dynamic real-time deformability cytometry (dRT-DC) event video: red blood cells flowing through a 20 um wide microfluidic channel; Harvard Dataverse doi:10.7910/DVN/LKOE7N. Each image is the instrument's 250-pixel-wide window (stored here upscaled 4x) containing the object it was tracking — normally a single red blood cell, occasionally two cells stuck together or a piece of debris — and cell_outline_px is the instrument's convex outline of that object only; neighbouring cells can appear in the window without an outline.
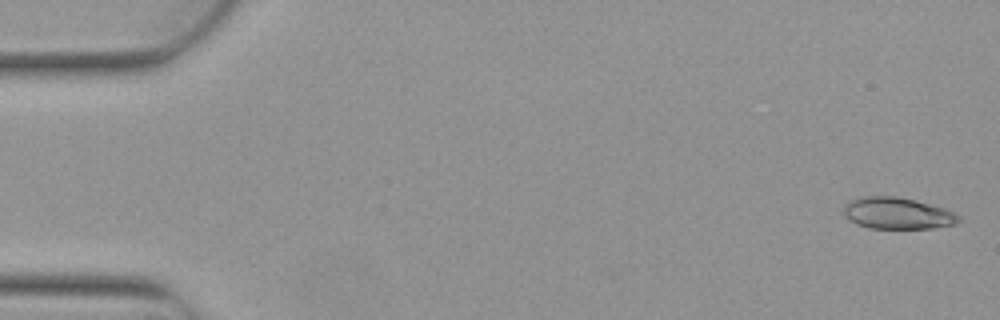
{"species": "Egyptian fruit bat (a non-hibernating species)", "species_latin": "Rousettus aegyptiacus", "temperature_condition": "warm", "stored_images_in_passage": 4, "camera_frame_rate_fps": 3000, "um_per_image_px": 0.085, "animal": {"sex": "female"}, "frame": {"image": 1, "passage_image": 1, "time_ms": 0.0, "image_size_px": [1000, 320], "cell_outline_px": [[960, 220], [956, 224], [932, 228], [868, 228], [856, 224], [848, 220], [844, 216], [844, 204], [848, 200], [860, 196], [896, 196], [916, 200], [944, 208], [960, 216]], "centroid_in_image_um": [76.23, 18.12], "position_along_channel_um": 8.8, "area_um2": 21.39}}
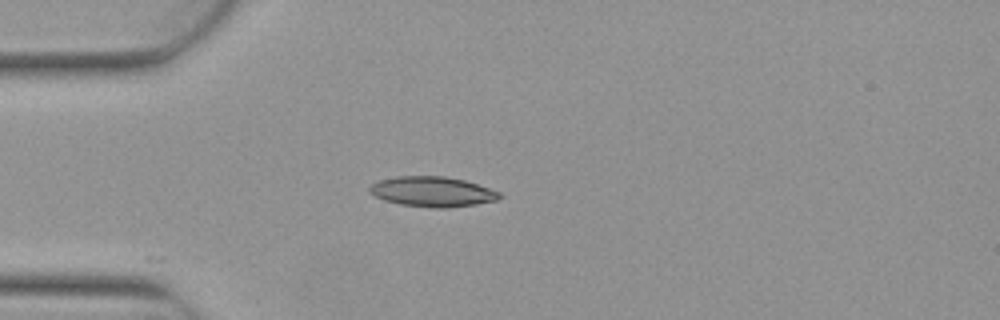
{"frame": {"image": 2, "passage_image": 4, "time_ms": 1.0, "image_size_px": [1000, 320], "cell_outline_px": [[504, 196], [496, 200], [476, 204], [448, 208], [432, 208], [400, 204], [384, 200], [368, 192], [368, 188], [372, 184], [380, 180], [396, 176], [444, 176], [464, 180], [500, 192]], "centroid_in_image_um": [36.75, 16.29], "position_along_channel_um": 48.3, "area_um2": 22.77}}